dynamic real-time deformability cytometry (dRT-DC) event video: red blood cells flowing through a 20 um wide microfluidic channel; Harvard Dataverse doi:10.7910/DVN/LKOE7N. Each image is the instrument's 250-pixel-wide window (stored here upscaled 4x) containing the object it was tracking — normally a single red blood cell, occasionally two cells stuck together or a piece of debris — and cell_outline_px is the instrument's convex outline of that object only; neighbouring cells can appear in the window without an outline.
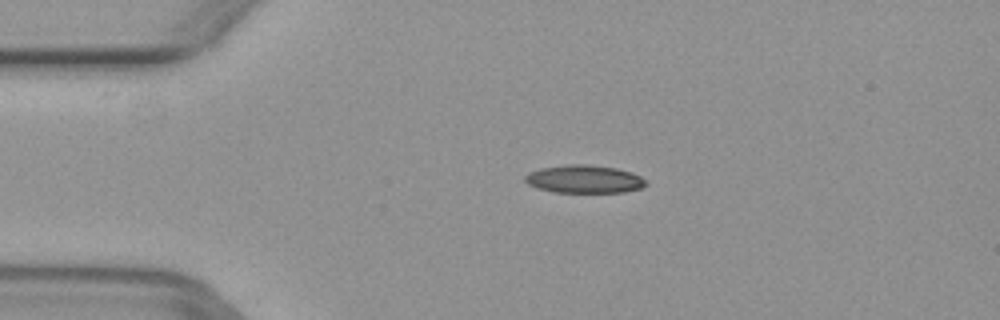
{"species": "common noctule bat (a hibernating species)", "species_latin": "Nyctalus noctula", "temperature_condition": "warm", "stored_images_in_passage": 42, "camera_frame_rate_fps": 3000, "um_per_image_px": 0.085, "animal": {"sex": "female", "body_mass_g": 29.2, "forearm_length_mm": 56.3}, "frame": {"image": 1, "passage_image": 3, "time_ms": 0.667, "image_size_px": [1000, 320], "cell_outline_px": [[644, 188], [624, 192], [552, 192], [528, 184], [524, 180], [524, 176], [528, 172], [540, 168], [572, 164], [588, 164], [616, 168], [632, 172], [640, 176], [644, 180]], "centroid_in_image_um": [49.65, 15.22], "position_along_channel_um": 35.4, "area_um2": 19.65}}
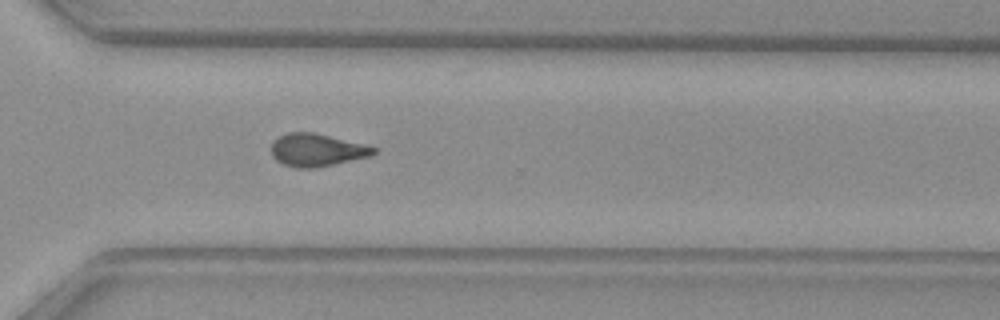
{"frame": {"image": 2, "passage_image": 28, "time_ms": 9.0, "image_size_px": [1000, 320], "cell_outline_px": [[376, 152], [368, 156], [316, 168], [296, 168], [284, 164], [276, 160], [272, 156], [272, 140], [288, 132], [312, 132], [376, 148]], "centroid_in_image_um": [26.85, 12.76], "position_along_channel_um": 343.8, "area_um2": 19.02}}
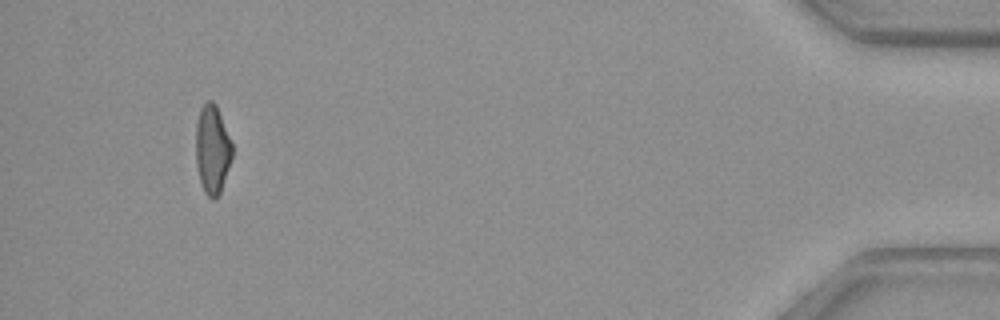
{"frame": {"image": 3, "passage_image": 39, "time_ms": 12.667, "image_size_px": [1000, 320], "cell_outline_px": [[232, 156], [220, 192], [216, 200], [212, 200], [204, 192], [200, 180], [196, 164], [196, 124], [200, 108], [208, 100], [212, 100], [216, 104], [232, 144]], "centroid_in_image_um": [18.03, 12.7], "position_along_channel_um": 417.2, "area_um2": 18.67}}